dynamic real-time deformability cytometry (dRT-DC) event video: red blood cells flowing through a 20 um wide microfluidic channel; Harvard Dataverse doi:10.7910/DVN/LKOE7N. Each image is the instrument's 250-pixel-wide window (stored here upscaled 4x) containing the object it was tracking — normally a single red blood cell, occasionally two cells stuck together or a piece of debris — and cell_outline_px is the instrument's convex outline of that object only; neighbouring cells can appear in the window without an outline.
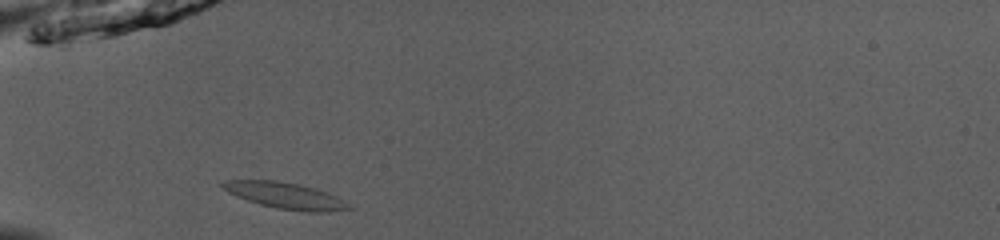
{"species": "common noctule bat (a hibernating species)", "species_latin": "Nyctalus noctula", "temperature_condition": "room temperature", "stored_images_in_passage": 35, "camera_frame_rate_fps": 3000, "um_per_image_px": 0.085, "animal": {"sex": "male", "body_mass_g": 13.0, "forearm_length_mm": 53.1}, "frame": {"image": 1, "passage_image": 1, "time_ms": 0.0, "image_size_px": [1000, 240], "cell_outline_px": [[356, 208], [328, 212], [308, 212], [276, 208], [260, 204], [236, 196], [228, 192], [220, 184], [224, 180], [276, 180], [316, 188], [328, 192], [336, 196]], "centroid_in_image_um": [24.3, 16.63], "position_along_channel_um": 60.7, "area_um2": 19.31}}
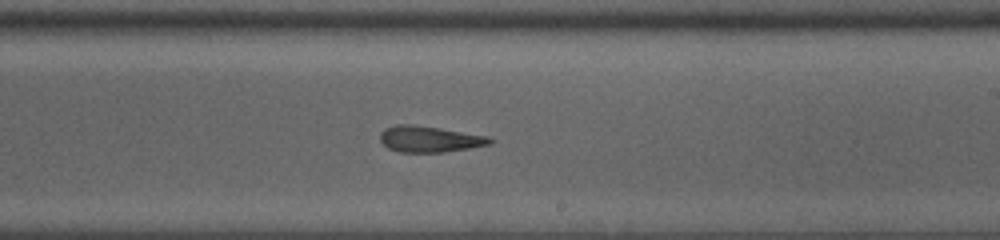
{"frame": {"image": 2, "passage_image": 16, "time_ms": 5.0, "image_size_px": [1000, 240], "cell_outline_px": [[492, 144], [444, 152], [400, 152], [388, 148], [380, 140], [380, 132], [384, 128], [396, 124], [408, 124], [440, 128], [488, 136], [492, 140]], "centroid_in_image_um": [36.48, 11.82], "position_along_channel_um": 252.5, "area_um2": 16.65}}
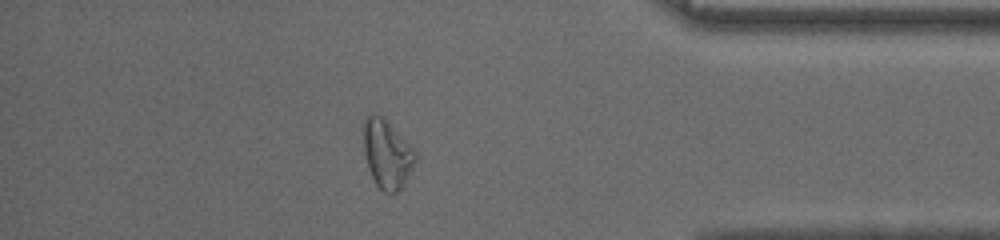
{"frame": {"image": 3, "passage_image": 29, "time_ms": 9.333, "image_size_px": [1000, 240], "cell_outline_px": [[416, 156], [404, 184], [396, 192], [384, 192], [376, 184], [368, 168], [364, 152], [364, 120], [368, 116], [384, 116], [416, 152]], "centroid_in_image_um": [32.88, 13.08], "position_along_channel_um": 402.3, "area_um2": 20.11}, "authors_computed_cell_mechanics": {"area_um2": 17.5134, "velocity_mm_per_s": 3.9654, "shape_relaxation_time_tau1_ms": null, "shape_relaxation_time_tau2_ms": 2.688, "deformation_change_tau1": null, "deformation_change_tau2": 0.093}}